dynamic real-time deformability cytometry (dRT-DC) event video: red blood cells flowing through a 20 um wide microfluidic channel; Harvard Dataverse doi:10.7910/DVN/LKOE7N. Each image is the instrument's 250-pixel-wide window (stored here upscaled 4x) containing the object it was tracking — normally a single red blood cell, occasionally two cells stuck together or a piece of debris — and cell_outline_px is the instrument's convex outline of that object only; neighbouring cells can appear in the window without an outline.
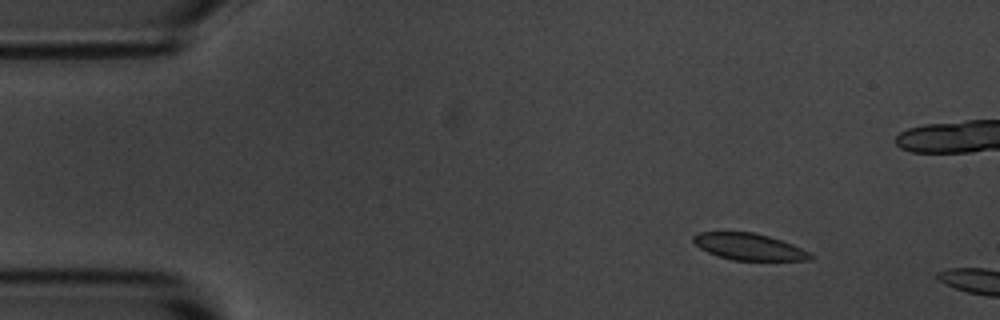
{"species": "common noctule bat (a hibernating species)", "species_latin": "Nyctalus noctula", "temperature_condition": "room temperature", "stored_images_in_passage": 2, "camera_frame_rate_fps": 3000, "um_per_image_px": 0.085, "animal": {"sex": "male", "body_mass_g": 20.1, "forearm_length_mm": 53.5}, "frame": {"image": 1, "passage_image": 1, "time_ms": 0.0, "image_size_px": [1000, 320], "cell_outline_px": [[816, 256], [812, 260], [732, 260], [708, 252], [700, 248], [692, 240], [692, 236], [700, 232], [752, 232], [768, 236], [792, 244]], "centroid_in_image_um": [63.67, 20.97], "position_along_channel_um": 21.3, "area_um2": 17.98}}